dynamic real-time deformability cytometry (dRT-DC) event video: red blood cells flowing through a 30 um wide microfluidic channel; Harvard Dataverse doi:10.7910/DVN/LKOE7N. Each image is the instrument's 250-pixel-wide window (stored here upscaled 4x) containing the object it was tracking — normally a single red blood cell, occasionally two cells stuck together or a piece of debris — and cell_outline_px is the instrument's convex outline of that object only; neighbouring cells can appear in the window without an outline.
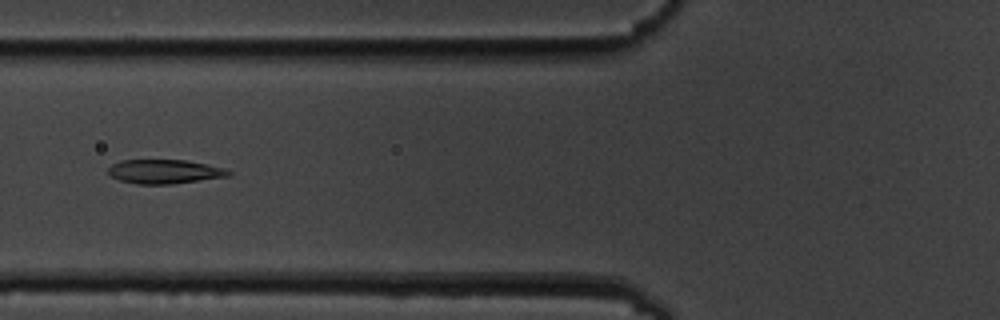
{"species": "common noctule bat (a hibernating species)", "species_latin": "Nyctalus noctula", "temperature_condition": "cold", "stored_images_in_passage": 8, "camera_frame_rate_fps": 3000, "um_per_image_px": 0.085, "animal": {"sex": "male", "body_mass_g": 19.5, "forearm_length_mm": 54.6}, "frame": {"image": 1, "passage_image": 7, "time_ms": 6.667, "image_size_px": [1000, 320], "cell_outline_px": [[232, 176], [172, 184], [136, 184], [120, 180], [112, 176], [108, 172], [108, 168], [112, 164], [120, 160], [184, 160], [224, 168], [232, 172]], "centroid_in_image_um": [14.0, 14.59], "position_along_channel_um": 111.8, "area_um2": 16.88}}
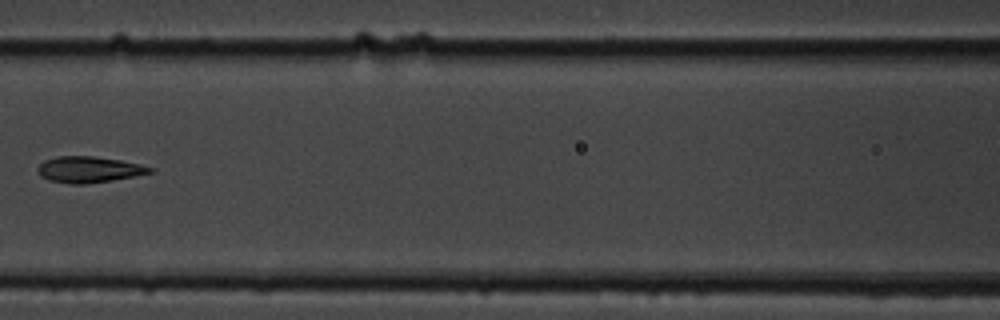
{"frame": {"image": 2, "passage_image": 8, "time_ms": 8.0, "image_size_px": [1000, 320], "cell_outline_px": [[156, 172], [136, 176], [112, 180], [84, 184], [72, 184], [48, 180], [40, 176], [36, 172], [36, 168], [44, 160], [56, 156], [92, 156], [120, 160], [140, 164], [156, 168]], "centroid_in_image_um": [7.57, 14.41], "position_along_channel_um": 159.0, "area_um2": 17.34}}